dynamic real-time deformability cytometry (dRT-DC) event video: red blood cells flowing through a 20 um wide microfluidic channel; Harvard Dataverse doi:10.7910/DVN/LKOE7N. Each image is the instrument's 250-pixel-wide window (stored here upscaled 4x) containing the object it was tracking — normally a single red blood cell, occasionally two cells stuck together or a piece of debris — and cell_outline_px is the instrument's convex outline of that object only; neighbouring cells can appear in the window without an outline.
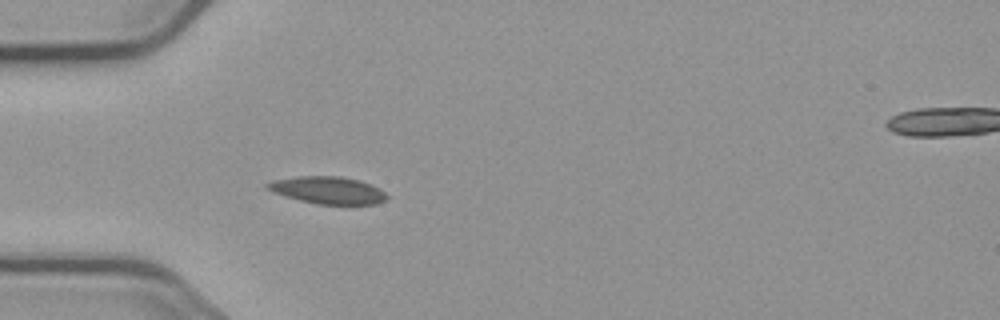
{"species": "common noctule bat (a hibernating species)", "species_latin": "Nyctalus noctula", "temperature_condition": "cold", "stored_images_in_passage": 5, "segment_of_instrument_passage": [1, 2], "camera_frame_rate_fps": 3000, "um_per_image_px": 0.085, "animal": {"sex": "male", "body_mass_g": 23.1, "forearm_length_mm": 52.7}, "frame": {"image": 1, "passage_image": 4, "time_ms": 4.667, "image_size_px": [1000, 320], "cell_outline_px": [[388, 196], [384, 200], [376, 204], [316, 204], [284, 196], [272, 192], [264, 188], [264, 184], [272, 180], [296, 176], [340, 176], [360, 180], [380, 188]], "centroid_in_image_um": [27.81, 16.16], "position_along_channel_um": 57.2, "area_um2": 19.13}}